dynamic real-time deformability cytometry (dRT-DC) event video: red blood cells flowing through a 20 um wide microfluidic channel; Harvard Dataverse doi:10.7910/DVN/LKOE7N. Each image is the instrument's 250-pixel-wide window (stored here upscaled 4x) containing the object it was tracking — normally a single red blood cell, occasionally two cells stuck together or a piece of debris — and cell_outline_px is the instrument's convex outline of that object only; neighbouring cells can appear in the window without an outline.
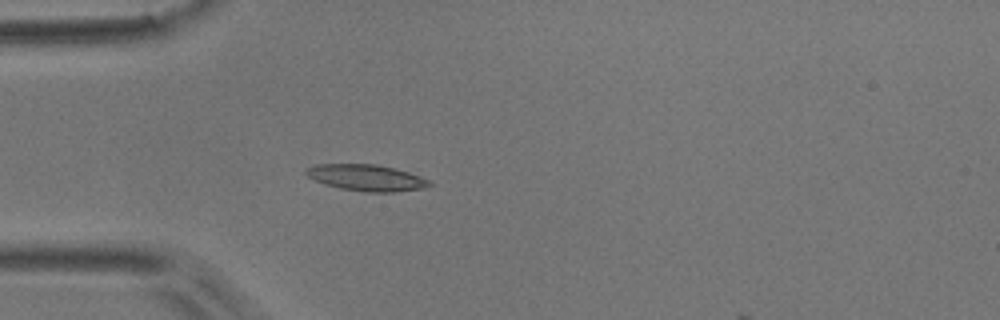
{"species": "common noctule bat (a hibernating species)", "species_latin": "Nyctalus noctula", "temperature_condition": "room temperature", "stored_images_in_passage": 2, "camera_frame_rate_fps": 3000, "um_per_image_px": 0.085, "animal": {"sex": "male", "body_mass_g": 17.9}, "frame": {"image": 1, "passage_image": 2, "time_ms": 1.0, "image_size_px": [1000, 320], "cell_outline_px": [[432, 184], [424, 188], [396, 192], [364, 192], [340, 188], [324, 184], [308, 176], [304, 172], [308, 168], [316, 164], [376, 164], [408, 172], [420, 176], [428, 180]], "centroid_in_image_um": [31.15, 15.11], "position_along_channel_um": 53.9, "area_um2": 18.79}}